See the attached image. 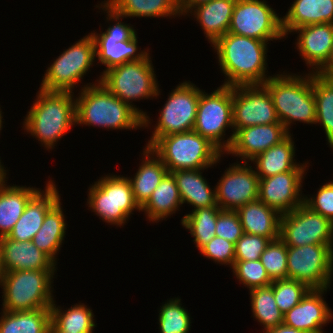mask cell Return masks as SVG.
I'll use <instances>...</instances> for the list:
<instances>
[{"label": "cell", "instance_id": "obj_27", "mask_svg": "<svg viewBox=\"0 0 333 333\" xmlns=\"http://www.w3.org/2000/svg\"><path fill=\"white\" fill-rule=\"evenodd\" d=\"M204 169H186L171 172L176 180L182 204L192 205L194 209L218 206L216 187L212 190L203 177Z\"/></svg>", "mask_w": 333, "mask_h": 333}, {"label": "cell", "instance_id": "obj_39", "mask_svg": "<svg viewBox=\"0 0 333 333\" xmlns=\"http://www.w3.org/2000/svg\"><path fill=\"white\" fill-rule=\"evenodd\" d=\"M190 314L179 298L167 300L159 310L158 321L160 333H189Z\"/></svg>", "mask_w": 333, "mask_h": 333}, {"label": "cell", "instance_id": "obj_36", "mask_svg": "<svg viewBox=\"0 0 333 333\" xmlns=\"http://www.w3.org/2000/svg\"><path fill=\"white\" fill-rule=\"evenodd\" d=\"M312 88L316 102V121L325 130L326 141L333 149V79L312 73Z\"/></svg>", "mask_w": 333, "mask_h": 333}, {"label": "cell", "instance_id": "obj_46", "mask_svg": "<svg viewBox=\"0 0 333 333\" xmlns=\"http://www.w3.org/2000/svg\"><path fill=\"white\" fill-rule=\"evenodd\" d=\"M215 234L234 244L237 242L244 231L236 211L221 210L219 212Z\"/></svg>", "mask_w": 333, "mask_h": 333}, {"label": "cell", "instance_id": "obj_28", "mask_svg": "<svg viewBox=\"0 0 333 333\" xmlns=\"http://www.w3.org/2000/svg\"><path fill=\"white\" fill-rule=\"evenodd\" d=\"M39 188L8 185L0 186V238L8 236L24 212L29 200Z\"/></svg>", "mask_w": 333, "mask_h": 333}, {"label": "cell", "instance_id": "obj_30", "mask_svg": "<svg viewBox=\"0 0 333 333\" xmlns=\"http://www.w3.org/2000/svg\"><path fill=\"white\" fill-rule=\"evenodd\" d=\"M180 205L183 204L176 180L173 174L168 172L141 207V211L146 214L147 220L159 222L179 211Z\"/></svg>", "mask_w": 333, "mask_h": 333}, {"label": "cell", "instance_id": "obj_33", "mask_svg": "<svg viewBox=\"0 0 333 333\" xmlns=\"http://www.w3.org/2000/svg\"><path fill=\"white\" fill-rule=\"evenodd\" d=\"M104 2L123 18L179 16V0H104Z\"/></svg>", "mask_w": 333, "mask_h": 333}, {"label": "cell", "instance_id": "obj_48", "mask_svg": "<svg viewBox=\"0 0 333 333\" xmlns=\"http://www.w3.org/2000/svg\"><path fill=\"white\" fill-rule=\"evenodd\" d=\"M211 0H179L181 15H189L188 13L196 6L210 2Z\"/></svg>", "mask_w": 333, "mask_h": 333}, {"label": "cell", "instance_id": "obj_18", "mask_svg": "<svg viewBox=\"0 0 333 333\" xmlns=\"http://www.w3.org/2000/svg\"><path fill=\"white\" fill-rule=\"evenodd\" d=\"M288 135L281 123L244 127L234 134L232 144L225 154H232L249 162L273 145L279 144Z\"/></svg>", "mask_w": 333, "mask_h": 333}, {"label": "cell", "instance_id": "obj_14", "mask_svg": "<svg viewBox=\"0 0 333 333\" xmlns=\"http://www.w3.org/2000/svg\"><path fill=\"white\" fill-rule=\"evenodd\" d=\"M279 238L293 247L333 244V223L303 203L281 215Z\"/></svg>", "mask_w": 333, "mask_h": 333}, {"label": "cell", "instance_id": "obj_11", "mask_svg": "<svg viewBox=\"0 0 333 333\" xmlns=\"http://www.w3.org/2000/svg\"><path fill=\"white\" fill-rule=\"evenodd\" d=\"M333 275V244L287 246V279L310 289L330 288Z\"/></svg>", "mask_w": 333, "mask_h": 333}, {"label": "cell", "instance_id": "obj_38", "mask_svg": "<svg viewBox=\"0 0 333 333\" xmlns=\"http://www.w3.org/2000/svg\"><path fill=\"white\" fill-rule=\"evenodd\" d=\"M250 291L253 317L263 325L264 333L283 323V313L278 308L272 285Z\"/></svg>", "mask_w": 333, "mask_h": 333}, {"label": "cell", "instance_id": "obj_40", "mask_svg": "<svg viewBox=\"0 0 333 333\" xmlns=\"http://www.w3.org/2000/svg\"><path fill=\"white\" fill-rule=\"evenodd\" d=\"M271 285L276 304L283 314L297 305L310 290L306 284L293 279L275 280Z\"/></svg>", "mask_w": 333, "mask_h": 333}, {"label": "cell", "instance_id": "obj_5", "mask_svg": "<svg viewBox=\"0 0 333 333\" xmlns=\"http://www.w3.org/2000/svg\"><path fill=\"white\" fill-rule=\"evenodd\" d=\"M151 57L126 62L106 70L99 80L112 94L122 102L129 104L143 117V128L151 124L146 112L136 108L133 101L157 98L160 94L158 81L154 72Z\"/></svg>", "mask_w": 333, "mask_h": 333}, {"label": "cell", "instance_id": "obj_52", "mask_svg": "<svg viewBox=\"0 0 333 333\" xmlns=\"http://www.w3.org/2000/svg\"><path fill=\"white\" fill-rule=\"evenodd\" d=\"M48 333H68L58 330L52 323H50Z\"/></svg>", "mask_w": 333, "mask_h": 333}, {"label": "cell", "instance_id": "obj_3", "mask_svg": "<svg viewBox=\"0 0 333 333\" xmlns=\"http://www.w3.org/2000/svg\"><path fill=\"white\" fill-rule=\"evenodd\" d=\"M87 83L76 101V124L108 129L143 127V117L129 104L112 94L100 80Z\"/></svg>", "mask_w": 333, "mask_h": 333}, {"label": "cell", "instance_id": "obj_32", "mask_svg": "<svg viewBox=\"0 0 333 333\" xmlns=\"http://www.w3.org/2000/svg\"><path fill=\"white\" fill-rule=\"evenodd\" d=\"M59 200L46 214L43 224L32 242L57 263V252L62 247L66 235V221Z\"/></svg>", "mask_w": 333, "mask_h": 333}, {"label": "cell", "instance_id": "obj_15", "mask_svg": "<svg viewBox=\"0 0 333 333\" xmlns=\"http://www.w3.org/2000/svg\"><path fill=\"white\" fill-rule=\"evenodd\" d=\"M233 131L280 123L272 97L263 84L233 86Z\"/></svg>", "mask_w": 333, "mask_h": 333}, {"label": "cell", "instance_id": "obj_4", "mask_svg": "<svg viewBox=\"0 0 333 333\" xmlns=\"http://www.w3.org/2000/svg\"><path fill=\"white\" fill-rule=\"evenodd\" d=\"M263 85L272 97L280 123L289 134L295 121L315 124L316 102L311 72L302 77L289 73L273 75Z\"/></svg>", "mask_w": 333, "mask_h": 333}, {"label": "cell", "instance_id": "obj_51", "mask_svg": "<svg viewBox=\"0 0 333 333\" xmlns=\"http://www.w3.org/2000/svg\"><path fill=\"white\" fill-rule=\"evenodd\" d=\"M3 164L1 163V158H0V186L7 183L5 181L6 180V175H7V170L6 168L4 169V166H2Z\"/></svg>", "mask_w": 333, "mask_h": 333}, {"label": "cell", "instance_id": "obj_23", "mask_svg": "<svg viewBox=\"0 0 333 333\" xmlns=\"http://www.w3.org/2000/svg\"><path fill=\"white\" fill-rule=\"evenodd\" d=\"M319 23H333V0H294L282 17L285 36L296 28Z\"/></svg>", "mask_w": 333, "mask_h": 333}, {"label": "cell", "instance_id": "obj_49", "mask_svg": "<svg viewBox=\"0 0 333 333\" xmlns=\"http://www.w3.org/2000/svg\"><path fill=\"white\" fill-rule=\"evenodd\" d=\"M315 73L323 78L333 79V48L325 64Z\"/></svg>", "mask_w": 333, "mask_h": 333}, {"label": "cell", "instance_id": "obj_35", "mask_svg": "<svg viewBox=\"0 0 333 333\" xmlns=\"http://www.w3.org/2000/svg\"><path fill=\"white\" fill-rule=\"evenodd\" d=\"M51 323L60 331L68 333H93L96 327L94 313L83 303H77L63 311L53 302Z\"/></svg>", "mask_w": 333, "mask_h": 333}, {"label": "cell", "instance_id": "obj_13", "mask_svg": "<svg viewBox=\"0 0 333 333\" xmlns=\"http://www.w3.org/2000/svg\"><path fill=\"white\" fill-rule=\"evenodd\" d=\"M228 33L265 42L285 37L282 17L265 0H237Z\"/></svg>", "mask_w": 333, "mask_h": 333}, {"label": "cell", "instance_id": "obj_22", "mask_svg": "<svg viewBox=\"0 0 333 333\" xmlns=\"http://www.w3.org/2000/svg\"><path fill=\"white\" fill-rule=\"evenodd\" d=\"M292 32L299 33L296 46L300 56L311 67V73L317 72L325 64L333 48V23L311 24Z\"/></svg>", "mask_w": 333, "mask_h": 333}, {"label": "cell", "instance_id": "obj_20", "mask_svg": "<svg viewBox=\"0 0 333 333\" xmlns=\"http://www.w3.org/2000/svg\"><path fill=\"white\" fill-rule=\"evenodd\" d=\"M57 264L32 241H16L7 236L0 238V270H56Z\"/></svg>", "mask_w": 333, "mask_h": 333}, {"label": "cell", "instance_id": "obj_25", "mask_svg": "<svg viewBox=\"0 0 333 333\" xmlns=\"http://www.w3.org/2000/svg\"><path fill=\"white\" fill-rule=\"evenodd\" d=\"M237 0H211L194 7L189 13L204 30V35L212 45L218 38L228 33L233 8Z\"/></svg>", "mask_w": 333, "mask_h": 333}, {"label": "cell", "instance_id": "obj_37", "mask_svg": "<svg viewBox=\"0 0 333 333\" xmlns=\"http://www.w3.org/2000/svg\"><path fill=\"white\" fill-rule=\"evenodd\" d=\"M221 210L218 206L198 208L181 219V225L190 231L199 250L216 236V222Z\"/></svg>", "mask_w": 333, "mask_h": 333}, {"label": "cell", "instance_id": "obj_17", "mask_svg": "<svg viewBox=\"0 0 333 333\" xmlns=\"http://www.w3.org/2000/svg\"><path fill=\"white\" fill-rule=\"evenodd\" d=\"M259 177L248 162L234 163L226 168L216 185V202L222 210L236 211L258 200Z\"/></svg>", "mask_w": 333, "mask_h": 333}, {"label": "cell", "instance_id": "obj_19", "mask_svg": "<svg viewBox=\"0 0 333 333\" xmlns=\"http://www.w3.org/2000/svg\"><path fill=\"white\" fill-rule=\"evenodd\" d=\"M327 289H310L297 305L283 314V323L308 333H323V326L333 319L323 297Z\"/></svg>", "mask_w": 333, "mask_h": 333}, {"label": "cell", "instance_id": "obj_44", "mask_svg": "<svg viewBox=\"0 0 333 333\" xmlns=\"http://www.w3.org/2000/svg\"><path fill=\"white\" fill-rule=\"evenodd\" d=\"M234 245L222 237L215 236L200 249V253L215 263L229 265L232 269L235 260Z\"/></svg>", "mask_w": 333, "mask_h": 333}, {"label": "cell", "instance_id": "obj_29", "mask_svg": "<svg viewBox=\"0 0 333 333\" xmlns=\"http://www.w3.org/2000/svg\"><path fill=\"white\" fill-rule=\"evenodd\" d=\"M294 144L290 133L279 144L273 145L251 160L255 162L254 165L256 164L255 172L258 177L267 178L297 168L300 164L294 159L296 156Z\"/></svg>", "mask_w": 333, "mask_h": 333}, {"label": "cell", "instance_id": "obj_10", "mask_svg": "<svg viewBox=\"0 0 333 333\" xmlns=\"http://www.w3.org/2000/svg\"><path fill=\"white\" fill-rule=\"evenodd\" d=\"M95 41L89 33L64 50L46 70L40 89L73 92L95 62Z\"/></svg>", "mask_w": 333, "mask_h": 333}, {"label": "cell", "instance_id": "obj_26", "mask_svg": "<svg viewBox=\"0 0 333 333\" xmlns=\"http://www.w3.org/2000/svg\"><path fill=\"white\" fill-rule=\"evenodd\" d=\"M142 154V162L135 176L133 178L128 177L132 186L134 200L140 208L148 201L152 192L168 173V169L162 160L150 147L145 146Z\"/></svg>", "mask_w": 333, "mask_h": 333}, {"label": "cell", "instance_id": "obj_1", "mask_svg": "<svg viewBox=\"0 0 333 333\" xmlns=\"http://www.w3.org/2000/svg\"><path fill=\"white\" fill-rule=\"evenodd\" d=\"M269 43L246 36L226 33L211 46L217 52L218 63L226 81L225 86L264 84L267 73Z\"/></svg>", "mask_w": 333, "mask_h": 333}, {"label": "cell", "instance_id": "obj_34", "mask_svg": "<svg viewBox=\"0 0 333 333\" xmlns=\"http://www.w3.org/2000/svg\"><path fill=\"white\" fill-rule=\"evenodd\" d=\"M3 313V314H2ZM0 333H48L50 308L0 313Z\"/></svg>", "mask_w": 333, "mask_h": 333}, {"label": "cell", "instance_id": "obj_6", "mask_svg": "<svg viewBox=\"0 0 333 333\" xmlns=\"http://www.w3.org/2000/svg\"><path fill=\"white\" fill-rule=\"evenodd\" d=\"M150 148L170 173L176 170L207 169L219 163L223 156L215 145L195 131L161 136Z\"/></svg>", "mask_w": 333, "mask_h": 333}, {"label": "cell", "instance_id": "obj_21", "mask_svg": "<svg viewBox=\"0 0 333 333\" xmlns=\"http://www.w3.org/2000/svg\"><path fill=\"white\" fill-rule=\"evenodd\" d=\"M57 189L54 180H49L45 190L40 189L29 200L24 212L7 237L16 241H32L41 228L47 212L61 200Z\"/></svg>", "mask_w": 333, "mask_h": 333}, {"label": "cell", "instance_id": "obj_47", "mask_svg": "<svg viewBox=\"0 0 333 333\" xmlns=\"http://www.w3.org/2000/svg\"><path fill=\"white\" fill-rule=\"evenodd\" d=\"M304 204L333 223V182L323 184L316 196L305 195Z\"/></svg>", "mask_w": 333, "mask_h": 333}, {"label": "cell", "instance_id": "obj_9", "mask_svg": "<svg viewBox=\"0 0 333 333\" xmlns=\"http://www.w3.org/2000/svg\"><path fill=\"white\" fill-rule=\"evenodd\" d=\"M94 183L88 188L87 205L104 222L120 227L127 223L134 210L141 211L128 177L111 174Z\"/></svg>", "mask_w": 333, "mask_h": 333}, {"label": "cell", "instance_id": "obj_7", "mask_svg": "<svg viewBox=\"0 0 333 333\" xmlns=\"http://www.w3.org/2000/svg\"><path fill=\"white\" fill-rule=\"evenodd\" d=\"M55 271L18 270L1 273L3 310L16 312L51 308Z\"/></svg>", "mask_w": 333, "mask_h": 333}, {"label": "cell", "instance_id": "obj_24", "mask_svg": "<svg viewBox=\"0 0 333 333\" xmlns=\"http://www.w3.org/2000/svg\"><path fill=\"white\" fill-rule=\"evenodd\" d=\"M243 231L277 240L279 238L281 215L260 200L247 203L236 210Z\"/></svg>", "mask_w": 333, "mask_h": 333}, {"label": "cell", "instance_id": "obj_42", "mask_svg": "<svg viewBox=\"0 0 333 333\" xmlns=\"http://www.w3.org/2000/svg\"><path fill=\"white\" fill-rule=\"evenodd\" d=\"M232 271L239 283L245 285L249 290L266 287L272 284L268 273L261 263L257 261H234Z\"/></svg>", "mask_w": 333, "mask_h": 333}, {"label": "cell", "instance_id": "obj_16", "mask_svg": "<svg viewBox=\"0 0 333 333\" xmlns=\"http://www.w3.org/2000/svg\"><path fill=\"white\" fill-rule=\"evenodd\" d=\"M309 163L294 170L267 178H259L258 200L276 210L280 215L289 213L304 203L302 183Z\"/></svg>", "mask_w": 333, "mask_h": 333}, {"label": "cell", "instance_id": "obj_31", "mask_svg": "<svg viewBox=\"0 0 333 333\" xmlns=\"http://www.w3.org/2000/svg\"><path fill=\"white\" fill-rule=\"evenodd\" d=\"M135 34L130 40L117 42L109 40V36H93L95 41V54L99 61L106 66L103 73L115 66L122 65L129 61L144 59L149 53L146 51H139L138 40ZM139 51V52H138Z\"/></svg>", "mask_w": 333, "mask_h": 333}, {"label": "cell", "instance_id": "obj_45", "mask_svg": "<svg viewBox=\"0 0 333 333\" xmlns=\"http://www.w3.org/2000/svg\"><path fill=\"white\" fill-rule=\"evenodd\" d=\"M97 7H99V9L102 8L103 11L107 12V21H115V24L112 26L109 25V27L105 29V32L102 31L99 34L95 31L91 32L90 34L92 36H109V40L120 42L130 40L136 34L134 27L121 22V18L123 19V17L120 14H117L105 2L100 3Z\"/></svg>", "mask_w": 333, "mask_h": 333}, {"label": "cell", "instance_id": "obj_12", "mask_svg": "<svg viewBox=\"0 0 333 333\" xmlns=\"http://www.w3.org/2000/svg\"><path fill=\"white\" fill-rule=\"evenodd\" d=\"M200 92L201 89L190 81L178 84L173 89L159 113L158 122L146 144L147 147L161 136L193 131Z\"/></svg>", "mask_w": 333, "mask_h": 333}, {"label": "cell", "instance_id": "obj_8", "mask_svg": "<svg viewBox=\"0 0 333 333\" xmlns=\"http://www.w3.org/2000/svg\"><path fill=\"white\" fill-rule=\"evenodd\" d=\"M232 108L233 86L221 85L211 94L201 90L193 131L207 138L223 154L234 138ZM229 127L233 133L225 140Z\"/></svg>", "mask_w": 333, "mask_h": 333}, {"label": "cell", "instance_id": "obj_50", "mask_svg": "<svg viewBox=\"0 0 333 333\" xmlns=\"http://www.w3.org/2000/svg\"><path fill=\"white\" fill-rule=\"evenodd\" d=\"M265 333H308V332L292 328L291 326L282 323L281 325H278L274 328L267 330Z\"/></svg>", "mask_w": 333, "mask_h": 333}, {"label": "cell", "instance_id": "obj_43", "mask_svg": "<svg viewBox=\"0 0 333 333\" xmlns=\"http://www.w3.org/2000/svg\"><path fill=\"white\" fill-rule=\"evenodd\" d=\"M271 241L270 238L244 233L234 245V261L259 260Z\"/></svg>", "mask_w": 333, "mask_h": 333}, {"label": "cell", "instance_id": "obj_2", "mask_svg": "<svg viewBox=\"0 0 333 333\" xmlns=\"http://www.w3.org/2000/svg\"><path fill=\"white\" fill-rule=\"evenodd\" d=\"M74 92L46 91L39 88L36 100L28 111L23 128L37 138L47 150L76 124Z\"/></svg>", "mask_w": 333, "mask_h": 333}, {"label": "cell", "instance_id": "obj_41", "mask_svg": "<svg viewBox=\"0 0 333 333\" xmlns=\"http://www.w3.org/2000/svg\"><path fill=\"white\" fill-rule=\"evenodd\" d=\"M259 260L271 281L287 279V245L280 238L269 243Z\"/></svg>", "mask_w": 333, "mask_h": 333}, {"label": "cell", "instance_id": "obj_53", "mask_svg": "<svg viewBox=\"0 0 333 333\" xmlns=\"http://www.w3.org/2000/svg\"><path fill=\"white\" fill-rule=\"evenodd\" d=\"M3 115H2V111H1V109H0V131L2 130V123H3Z\"/></svg>", "mask_w": 333, "mask_h": 333}]
</instances>
